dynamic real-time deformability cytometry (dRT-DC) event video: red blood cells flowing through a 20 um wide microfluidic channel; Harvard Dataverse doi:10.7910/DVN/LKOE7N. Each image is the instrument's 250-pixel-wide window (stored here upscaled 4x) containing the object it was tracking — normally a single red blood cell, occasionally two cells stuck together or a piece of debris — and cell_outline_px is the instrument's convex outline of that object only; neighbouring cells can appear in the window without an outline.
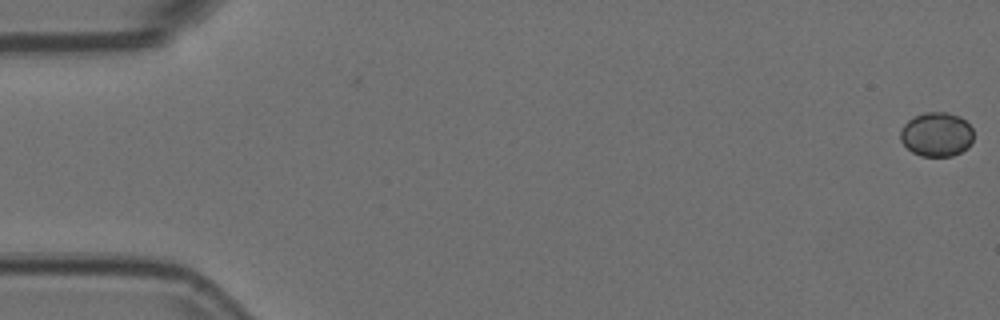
{"species": "Egyptian fruit bat (a non-hibernating species)", "species_latin": "Rousettus aegyptiacus", "temperature_condition": "room temperature", "stored_images_in_passage": 5, "camera_frame_rate_fps": 3000, "um_per_image_px": 0.085, "animal": {"sex": "female"}, "frame": {"image": 1, "passage_image": 1, "time_ms": 0.0, "image_size_px": [1000, 320], "cell_outline_px": [[972, 140], [968, 148], [952, 156], [920, 156], [912, 152], [900, 140], [900, 132], [904, 124], [912, 116], [924, 112], [948, 112], [960, 116], [972, 128]], "centroid_in_image_um": [79.59, 11.41], "position_along_channel_um": 5.4, "area_um2": 18.96}}